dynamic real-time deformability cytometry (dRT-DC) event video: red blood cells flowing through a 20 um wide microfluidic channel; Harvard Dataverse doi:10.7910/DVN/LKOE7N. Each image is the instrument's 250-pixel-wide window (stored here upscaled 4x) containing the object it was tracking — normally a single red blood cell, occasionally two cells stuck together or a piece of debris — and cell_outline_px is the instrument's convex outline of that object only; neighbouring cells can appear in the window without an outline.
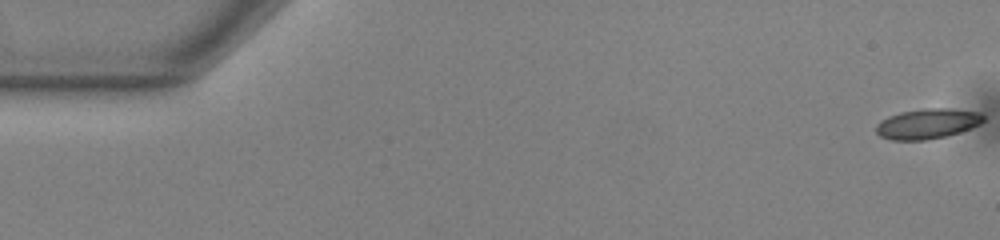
{"species": "common noctule bat (a hibernating species)", "species_latin": "Nyctalus noctula", "temperature_condition": "warm", "stored_images_in_passage": 54, "camera_frame_rate_fps": 3000, "um_per_image_px": 0.085, "animal": {"sex": "male", "body_mass_g": 13.0, "forearm_length_mm": 53.1}, "frame": {"image": 1, "passage_image": 1, "time_ms": 0.0, "image_size_px": [1000, 240], "cell_outline_px": [[984, 120], [980, 124], [960, 132], [944, 136], [924, 140], [892, 140], [880, 136], [876, 132], [876, 124], [880, 120], [888, 116], [900, 112], [924, 108], [948, 108], [980, 112], [984, 116]], "centroid_in_image_um": [78.82, 10.5], "position_along_channel_um": 6.2, "area_um2": 18.9}}
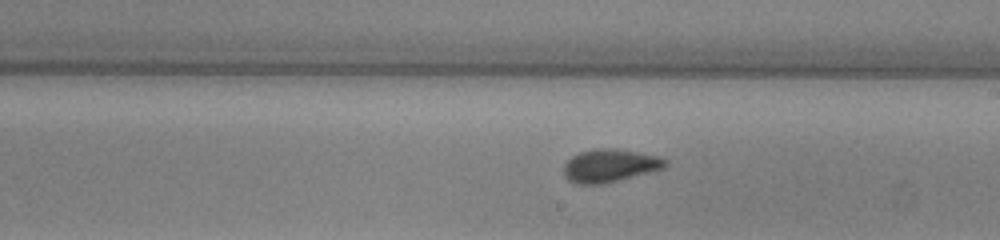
{"frame": {"image": 2, "passage_image": 31, "time_ms": 10.0, "image_size_px": [1000, 240], "cell_outline_px": [[668, 164], [664, 168], [604, 184], [576, 184], [568, 180], [564, 176], [564, 164], [572, 156], [580, 152], [596, 148], [616, 148], [656, 156], [668, 160]], "centroid_in_image_um": [51.81, 14.08], "position_along_channel_um": 237.2, "area_um2": 19.48}}
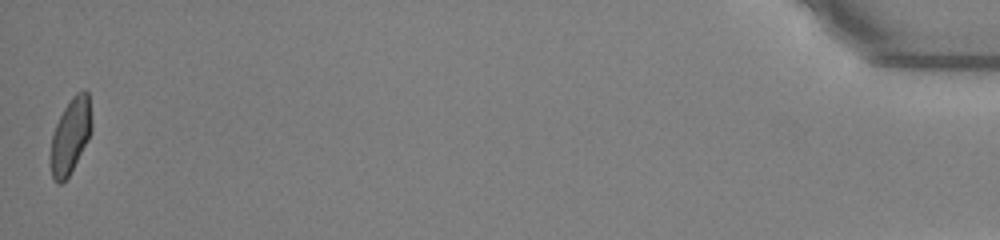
{"frame": {"image": 3, "passage_image": 54, "time_ms": 17.667, "image_size_px": [1000, 240], "cell_outline_px": [[92, 128], [88, 140], [68, 176], [60, 184], [56, 184], [52, 176], [52, 132], [64, 108], [72, 96], [76, 92], [84, 88], [88, 92], [92, 124]], "centroid_in_image_um": [6.02, 11.48], "position_along_channel_um": 429.2, "area_um2": 17.69}, "authors_computed_cell_mechanics": {"area_um2": 18.9584, "velocity_mm_per_s": 3.8177, "shape_relaxation_time_tau1_ms": 5.187, "shape_relaxation_time_tau2_ms": 0.9334, "deformation_change_tau1": 0.1301, "deformation_change_tau2": 0.0664}}